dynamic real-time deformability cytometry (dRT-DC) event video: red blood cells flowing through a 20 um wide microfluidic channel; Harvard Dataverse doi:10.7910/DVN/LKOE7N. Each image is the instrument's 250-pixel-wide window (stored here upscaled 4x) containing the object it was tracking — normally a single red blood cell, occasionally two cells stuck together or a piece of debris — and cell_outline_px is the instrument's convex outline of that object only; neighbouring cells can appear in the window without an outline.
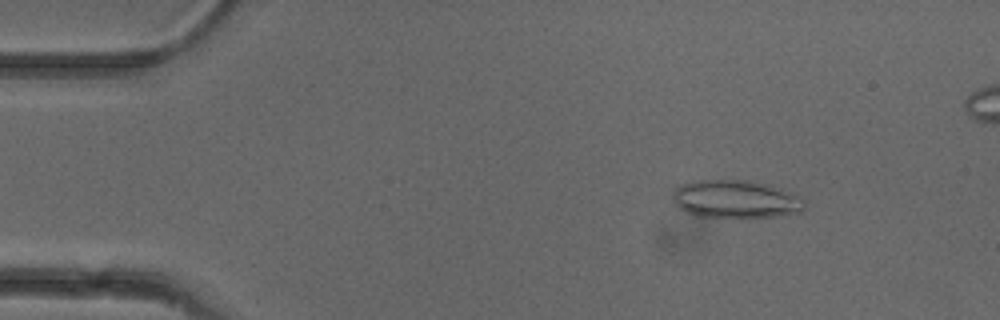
{"species": "common noctule bat (a hibernating species)", "species_latin": "Nyctalus noctula", "temperature_condition": "cold", "stored_images_in_passage": 50, "camera_frame_rate_fps": 3000, "um_per_image_px": 0.085, "animal": {"sex": "female"}, "frame": {"image": 1, "passage_image": 7, "time_ms": 2.0, "image_size_px": [1000, 320], "cell_outline_px": [[804, 208], [800, 212], [776, 216], [700, 216], [688, 212], [680, 208], [676, 204], [672, 196], [676, 188], [680, 184], [696, 180], [744, 180], [768, 184], [792, 192], [804, 200]], "centroid_in_image_um": [62.54, 16.9], "position_along_channel_um": 22.5, "area_um2": 28.67}}
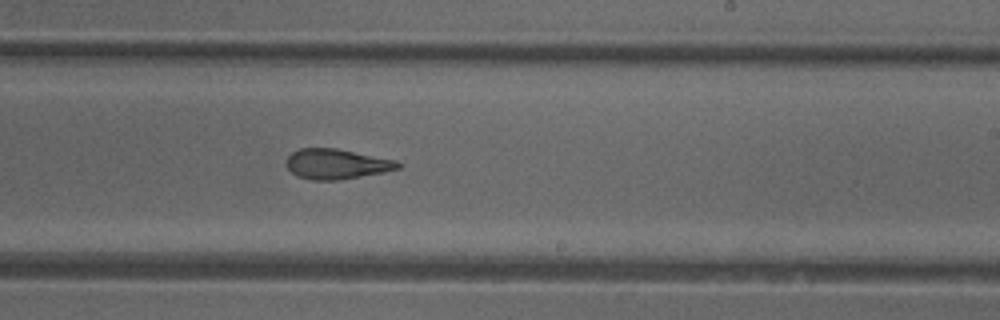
{"frame": {"image": 2, "passage_image": 31, "time_ms": 10.0, "image_size_px": [1000, 320], "cell_outline_px": [[404, 164], [400, 168], [384, 172], [340, 180], [312, 180], [296, 176], [284, 164], [288, 156], [292, 152], [300, 148], [336, 148], [396, 160]], "centroid_in_image_um": [28.61, 13.94], "position_along_channel_um": 260.4, "area_um2": 19.77}}
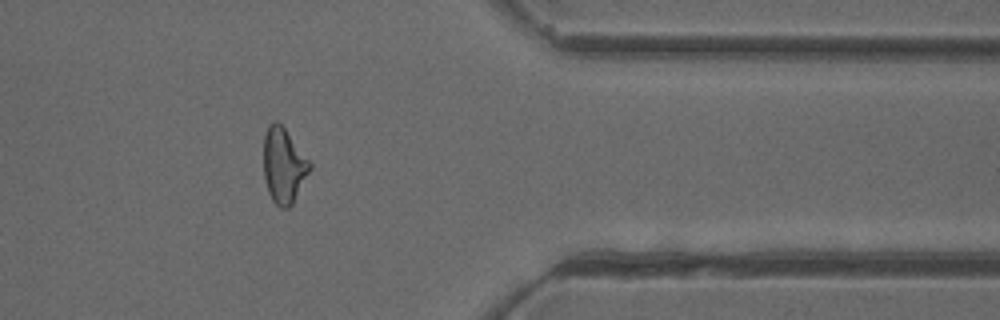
{"frame": {"image": 3, "passage_image": 42, "time_ms": 13.667, "image_size_px": [1000, 320], "cell_outline_px": [[312, 168], [292, 204], [288, 208], [280, 208], [272, 200], [268, 192], [264, 176], [264, 136], [268, 124], [272, 120], [276, 120], [284, 128], [312, 164]], "centroid_in_image_um": [24.1, 14.07], "position_along_channel_um": 387.3, "area_um2": 20.17}, "authors_computed_cell_mechanics": {"area_um2": 20.8658, "velocity_mm_per_s": 3.9511, "shape_relaxation_time_tau1_ms": null, "shape_relaxation_time_tau2_ms": 2.2816, "deformation_change_tau1": null, "deformation_change_tau2": 0.1162}}